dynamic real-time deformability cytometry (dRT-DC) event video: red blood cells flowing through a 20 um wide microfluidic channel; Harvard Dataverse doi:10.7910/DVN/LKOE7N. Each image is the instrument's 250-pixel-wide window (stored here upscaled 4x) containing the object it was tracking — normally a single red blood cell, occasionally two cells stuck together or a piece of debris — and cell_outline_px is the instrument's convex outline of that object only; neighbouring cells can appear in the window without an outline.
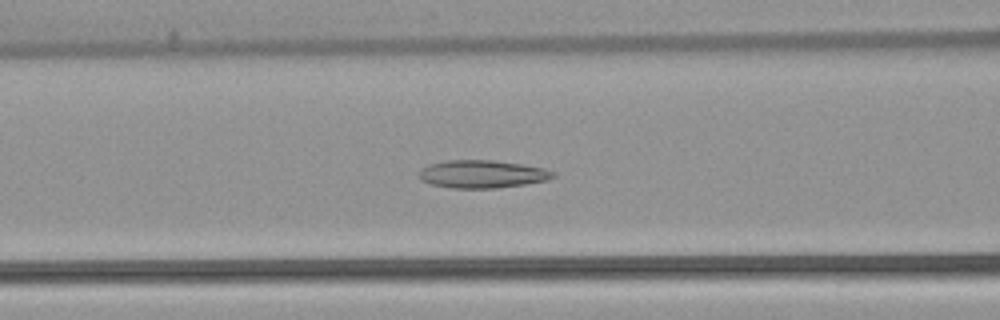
{"species": "common noctule bat (a hibernating species)", "species_latin": "Nyctalus noctula", "temperature_condition": "warm", "stored_images_in_passage": 54, "camera_frame_rate_fps": 3000, "um_per_image_px": 0.085, "animal": {"sex": "female", "body_mass_g": 22.7, "forearm_length_mm": 54.2}, "frame": {"image": 1, "passage_image": 22, "time_ms": 7.0, "image_size_px": [1000, 320], "cell_outline_px": [[556, 176], [548, 180], [524, 184], [496, 188], [452, 188], [432, 184], [420, 180], [416, 176], [420, 168], [428, 164], [448, 160], [492, 160], [520, 164], [544, 168], [556, 172]], "centroid_in_image_um": [40.95, 14.79], "position_along_channel_um": 125.7, "area_um2": 21.91}}
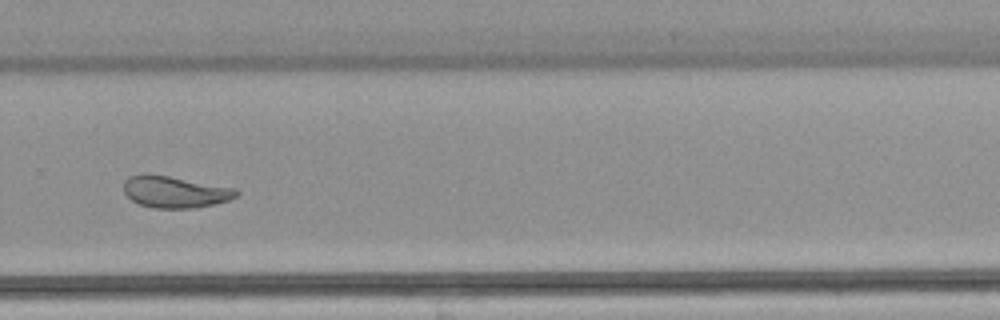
{"frame": {"image": 2, "passage_image": 37, "time_ms": 12.0, "image_size_px": [1000, 320], "cell_outline_px": [[240, 196], [228, 200], [196, 208], [152, 208], [140, 204], [132, 200], [124, 192], [124, 180], [128, 176], [144, 172], [148, 172], [236, 188], [240, 192]], "centroid_in_image_um": [14.86, 16.29], "position_along_channel_um": 314.9, "area_um2": 21.15}}
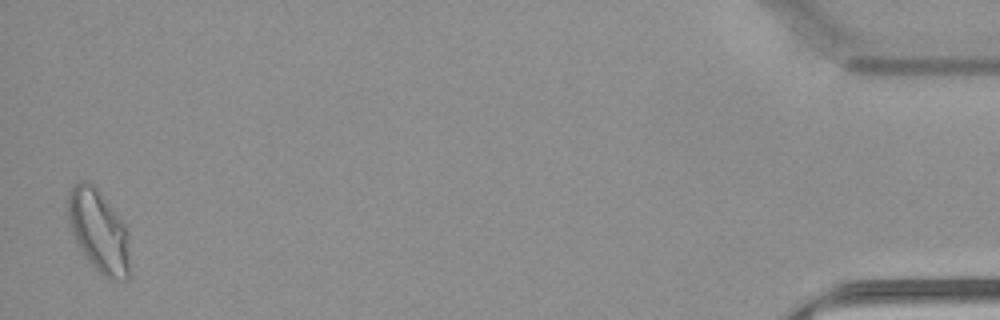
{"frame": {"image": 3, "passage_image": 53, "time_ms": 17.333, "image_size_px": [1000, 320], "cell_outline_px": [[132, 272], [128, 280], [108, 280], [88, 260], [76, 244], [68, 224], [68, 192], [80, 180], [88, 180], [100, 192], [124, 224], [128, 236]], "centroid_in_image_um": [8.41, 19.7], "position_along_channel_um": 426.8, "area_um2": 30.11}, "authors_computed_cell_mechanics": {"area_um2": 23.7558, "velocity_mm_per_s": 3.7924, "shape_relaxation_time_tau1_ms": null, "shape_relaxation_time_tau2_ms": 2.3915, "deformation_change_tau1": null, "deformation_change_tau2": 0.0937}}